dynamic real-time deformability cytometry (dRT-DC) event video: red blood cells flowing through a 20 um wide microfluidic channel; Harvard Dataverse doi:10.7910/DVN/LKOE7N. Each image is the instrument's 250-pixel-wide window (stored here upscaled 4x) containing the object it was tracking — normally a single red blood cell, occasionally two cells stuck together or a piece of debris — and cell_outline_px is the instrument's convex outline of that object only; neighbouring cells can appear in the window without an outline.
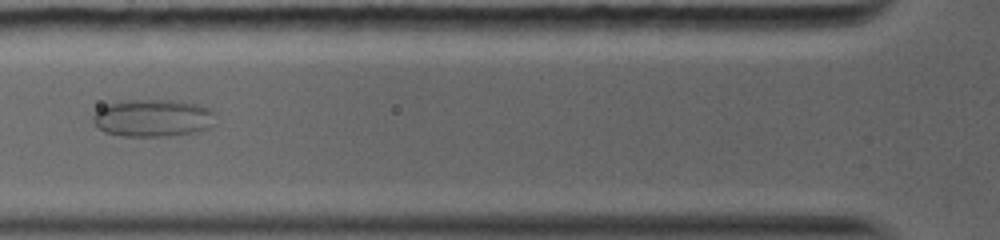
{"species": "common noctule bat (a hibernating species)", "species_latin": "Nyctalus noctula", "temperature_condition": "warm", "stored_images_in_passage": 19, "camera_frame_rate_fps": 5000, "um_per_image_px": 0.085, "animal": {"sex": "female", "body_mass_g": 19.0, "forearm_length_mm": 56.7}, "frame": {"image": 1, "passage_image": 5, "time_ms": 2.2, "image_size_px": [1000, 240], "cell_outline_px": [[212, 128], [196, 132], [164, 136], [120, 136], [104, 132], [92, 120], [92, 116], [100, 108], [108, 104], [128, 100], [176, 100], [200, 104], [208, 108], [212, 112]], "centroid_in_image_um": [12.99, 10.03], "position_along_channel_um": 112.8, "area_um2": 26.65}}
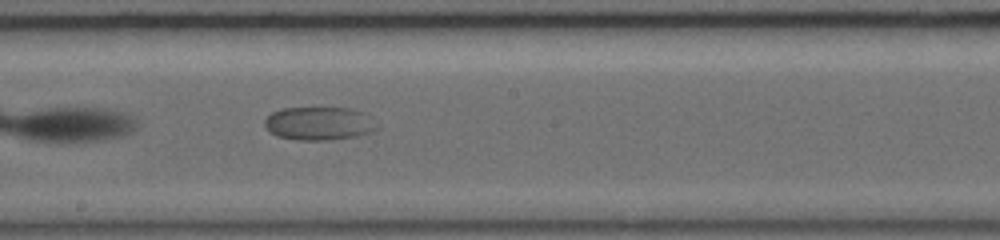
{"frame": {"image": 2, "passage_image": 10, "time_ms": 5.0, "image_size_px": [1000, 240], "cell_outline_px": [[376, 128], [368, 132], [356, 136], [332, 140], [296, 140], [276, 136], [268, 132], [264, 124], [264, 120], [272, 112], [280, 108], [352, 108], [364, 112], [368, 116]], "centroid_in_image_um": [27.03, 10.5], "position_along_channel_um": 221.2, "area_um2": 21.73}}
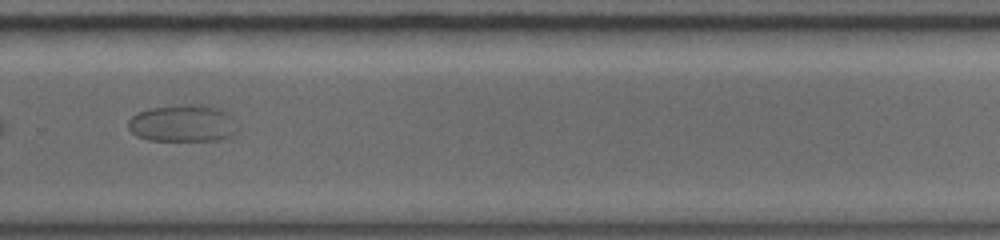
{"frame": {"image": 3, "passage_image": 16, "time_ms": 7.4, "image_size_px": [1000, 240], "cell_outline_px": [[240, 132], [232, 136], [220, 140], [148, 140], [136, 136], [128, 128], [128, 120], [136, 112], [152, 108], [184, 104], [200, 104], [220, 108], [228, 112], [232, 116], [240, 128]], "centroid_in_image_um": [15.61, 10.48], "position_along_channel_um": 314.2, "area_um2": 24.16}}